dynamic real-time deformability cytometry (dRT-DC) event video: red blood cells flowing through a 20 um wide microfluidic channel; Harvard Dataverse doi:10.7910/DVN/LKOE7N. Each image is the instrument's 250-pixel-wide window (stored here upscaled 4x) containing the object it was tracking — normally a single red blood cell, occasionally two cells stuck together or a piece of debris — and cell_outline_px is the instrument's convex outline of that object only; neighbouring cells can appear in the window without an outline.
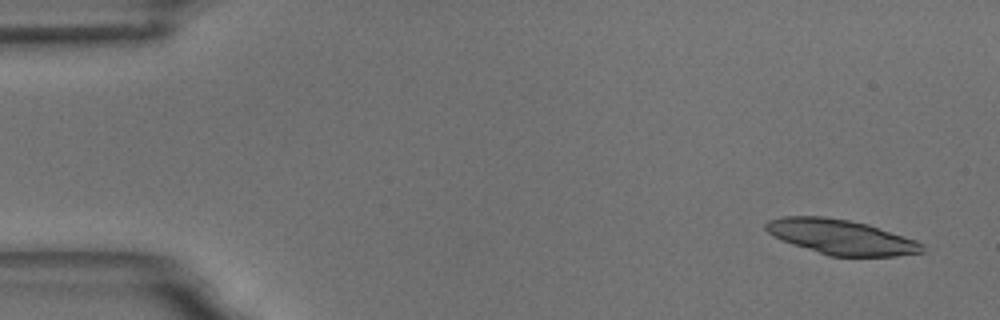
{"species": "common noctule bat (a hibernating species)", "species_latin": "Nyctalus noctula", "temperature_condition": "room temperature", "stored_images_in_passage": 6, "camera_frame_rate_fps": 3000, "um_per_image_px": 0.085, "animal": {"sex": "male", "body_mass_g": 18.8}, "frame": {"image": 1, "passage_image": 1, "time_ms": 0.0, "image_size_px": [1000, 320], "cell_outline_px": [[924, 252], [896, 256], [828, 256], [792, 244], [772, 236], [764, 228], [764, 224], [768, 220], [780, 216], [824, 216], [848, 220], [868, 224], [916, 240], [924, 244]], "centroid_in_image_um": [71.46, 20.14], "position_along_channel_um": 13.5, "area_um2": 31.96}}